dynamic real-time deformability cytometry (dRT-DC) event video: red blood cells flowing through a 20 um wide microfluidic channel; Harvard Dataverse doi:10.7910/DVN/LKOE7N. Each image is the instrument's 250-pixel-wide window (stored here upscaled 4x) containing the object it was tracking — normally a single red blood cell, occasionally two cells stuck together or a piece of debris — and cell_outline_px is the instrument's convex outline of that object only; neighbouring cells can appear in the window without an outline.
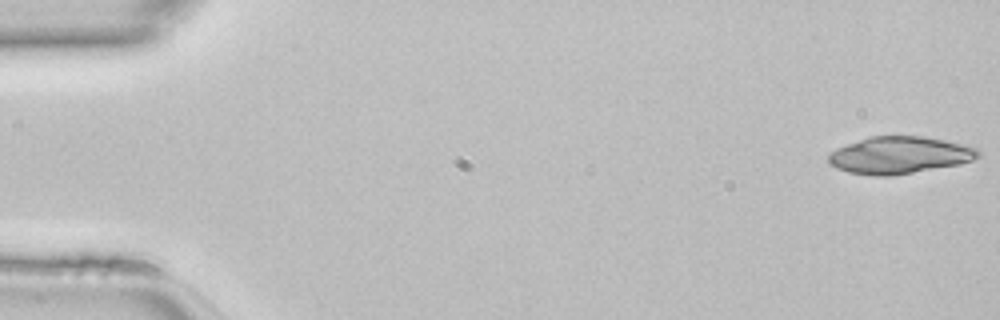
{"species": "common noctule bat (a hibernating species)", "species_latin": "Nyctalus noctula", "temperature_condition": "room temperature", "stored_images_in_passage": 46, "camera_frame_rate_fps": 3000, "um_per_image_px": 0.085, "animal": {"sex": "female", "body_mass_g": 22.7, "forearm_length_mm": 54.2}, "frame": {"image": 1, "passage_image": 1, "time_ms": 0.0, "image_size_px": [1000, 320], "cell_outline_px": [[980, 156], [972, 160], [960, 164], [892, 176], [872, 176], [848, 172], [836, 168], [828, 160], [828, 156], [836, 148], [872, 136], [924, 136], [944, 140], [976, 148], [980, 152]], "centroid_in_image_um": [76.46, 13.2], "position_along_channel_um": 8.5, "area_um2": 32.14}}
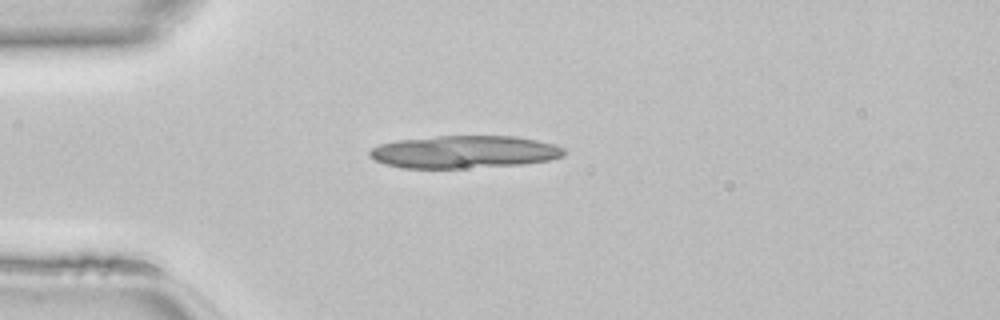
{"frame": {"image": 2, "passage_image": 12, "time_ms": 3.667, "image_size_px": [1000, 320], "cell_outline_px": [[564, 156], [548, 160], [520, 164], [460, 168], [404, 168], [384, 164], [368, 156], [368, 152], [372, 148], [380, 144], [396, 140], [440, 136], [516, 136], [536, 140], [552, 144], [564, 148]], "centroid_in_image_um": [39.41, 12.91], "position_along_channel_um": 45.6, "area_um2": 36.7}}